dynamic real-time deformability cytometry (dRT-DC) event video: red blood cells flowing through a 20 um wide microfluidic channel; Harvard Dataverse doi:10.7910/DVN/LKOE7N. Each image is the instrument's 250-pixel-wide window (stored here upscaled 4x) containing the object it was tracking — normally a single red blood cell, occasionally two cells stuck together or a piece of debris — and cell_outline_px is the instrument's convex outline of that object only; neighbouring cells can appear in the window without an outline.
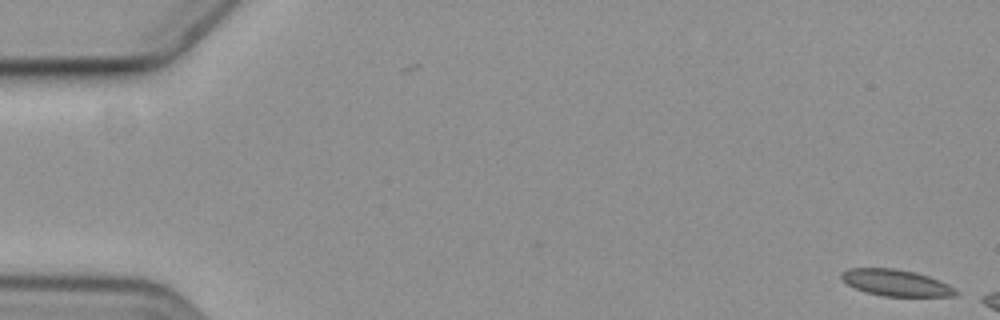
{"species": "common noctule bat (a hibernating species)", "species_latin": "Nyctalus noctula", "temperature_condition": "cold", "stored_images_in_passage": 8, "camera_frame_rate_fps": 3000, "um_per_image_px": 0.085, "animal": {"sex": "female", "body_mass_g": 19.3, "forearm_length_mm": 54.1}, "frame": {"image": 1, "passage_image": 1, "time_ms": 0.0, "image_size_px": [1000, 320], "cell_outline_px": [[960, 292], [956, 296], [884, 296], [868, 292], [856, 288], [848, 284], [840, 276], [840, 272], [848, 268], [892, 268], [916, 272], [940, 280], [956, 288]], "centroid_in_image_um": [76.2, 24.03], "position_along_channel_um": 8.8, "area_um2": 17.63}}